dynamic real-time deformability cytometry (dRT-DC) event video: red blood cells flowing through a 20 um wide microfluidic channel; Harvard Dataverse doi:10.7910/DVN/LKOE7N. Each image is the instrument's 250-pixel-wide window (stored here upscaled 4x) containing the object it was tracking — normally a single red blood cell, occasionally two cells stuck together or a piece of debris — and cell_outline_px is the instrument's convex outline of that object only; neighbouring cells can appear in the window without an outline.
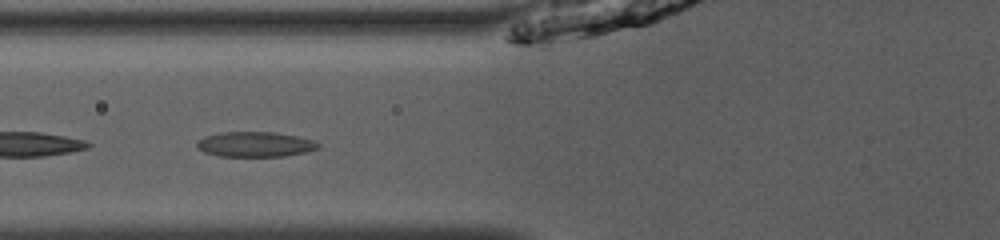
{"species": "common noctule bat (a hibernating species)", "species_latin": "Nyctalus noctula", "temperature_condition": "room temperature", "stored_images_in_passage": 25, "camera_frame_rate_fps": 3000, "um_per_image_px": 0.085, "animal": {"sex": "male", "body_mass_g": 13.0, "forearm_length_mm": 53.1}, "frame": {"image": 1, "passage_image": 4, "time_ms": 1.0, "image_size_px": [1000, 240], "cell_outline_px": [[320, 148], [304, 152], [284, 156], [220, 156], [204, 152], [196, 148], [196, 140], [204, 136], [224, 132], [276, 132], [296, 136], [312, 140], [320, 144]], "centroid_in_image_um": [21.65, 12.26], "position_along_channel_um": 104.2, "area_um2": 17.74}, "authors_computed_cell_mechanics": {"area_um2": 16.6464, "velocity_mm_per_s": 3.9394, "shape_relaxation_time_tau1_ms": 10.9977, "shape_relaxation_time_tau2_ms": 2.6123, "deformation_change_tau1": 0.227, "deformation_change_tau2": 0.1118}}